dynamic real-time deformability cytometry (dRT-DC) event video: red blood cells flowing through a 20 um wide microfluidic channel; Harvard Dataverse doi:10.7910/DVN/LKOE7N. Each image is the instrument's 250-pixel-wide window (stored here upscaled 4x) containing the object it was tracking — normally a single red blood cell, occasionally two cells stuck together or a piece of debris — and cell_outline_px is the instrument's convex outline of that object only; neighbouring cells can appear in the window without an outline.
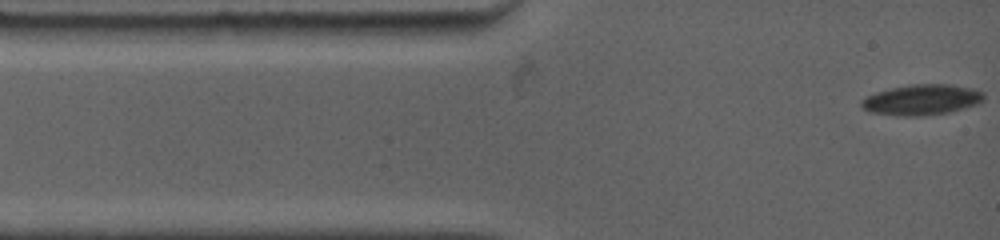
{"species": "common noctule bat (a hibernating species)", "species_latin": "Nyctalus noctula", "temperature_condition": "warm", "stored_images_in_passage": 118, "camera_frame_rate_fps": 4500, "um_per_image_px": 0.085, "animal": {"sex": "female", "body_mass_g": 19.0, "forearm_length_mm": 53.3}, "frame": {"image": 1, "passage_image": 1, "time_ms": 0.0, "image_size_px": [1000, 240], "cell_outline_px": [[984, 100], [976, 104], [964, 108], [948, 112], [920, 116], [904, 116], [872, 112], [864, 108], [860, 104], [860, 100], [876, 92], [892, 88], [912, 84], [948, 84], [972, 88], [984, 92]], "centroid_in_image_um": [78.37, 8.47], "position_along_channel_um": 6.6, "area_um2": 21.56}}
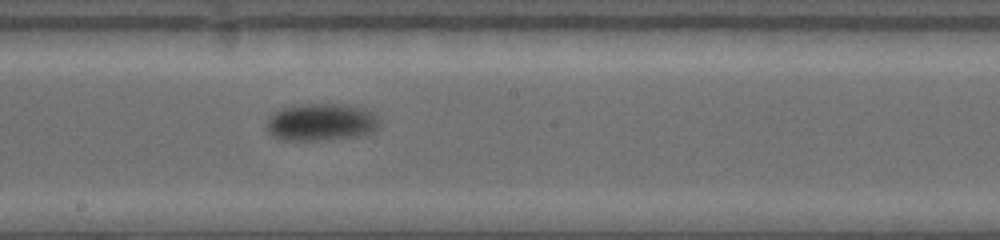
{"frame": {"image": 2, "passage_image": 51, "time_ms": 7.333, "image_size_px": [1000, 240], "cell_outline_px": [[380, 124], [372, 132], [356, 136], [328, 140], [284, 140], [272, 136], [268, 128], [268, 116], [284, 108], [304, 104], [340, 104], [364, 108], [372, 112], [380, 120]], "centroid_in_image_um": [27.33, 10.39], "position_along_channel_um": 220.9, "area_um2": 24.33}}
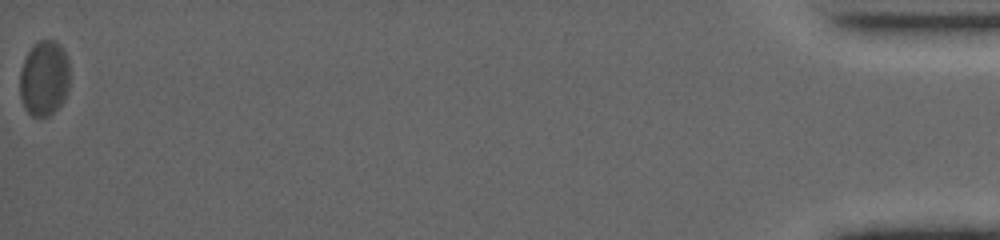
{"frame": {"image": 3, "passage_image": 118, "time_ms": 18.222, "image_size_px": [1000, 240], "cell_outline_px": [[68, 88], [64, 100], [48, 116], [32, 116], [28, 112], [20, 96], [20, 72], [24, 60], [32, 44], [40, 40], [56, 40], [60, 44], [68, 56]], "centroid_in_image_um": [3.76, 6.61], "position_along_channel_um": 431.4, "area_um2": 21.85}, "authors_computed_cell_mechanics": {"area_um2": 22.542, "velocity_mm_per_s": 3.5563, "shape_relaxation_time_tau1_ms": 1.7644, "shape_relaxation_time_tau2_ms": null, "deformation_change_tau1": 0.085, "deformation_change_tau2": null}}